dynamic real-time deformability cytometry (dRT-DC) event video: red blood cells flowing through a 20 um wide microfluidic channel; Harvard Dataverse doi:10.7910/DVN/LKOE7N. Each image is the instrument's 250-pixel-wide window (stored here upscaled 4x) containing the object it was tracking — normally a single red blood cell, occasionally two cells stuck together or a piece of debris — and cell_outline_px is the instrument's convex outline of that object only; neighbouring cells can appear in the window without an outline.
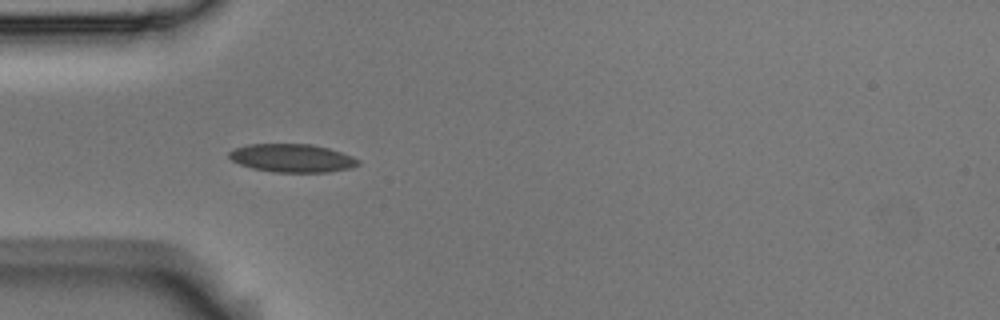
{"species": "Egyptian fruit bat (a non-hibernating species)", "species_latin": "Rousettus aegyptiacus", "temperature_condition": "room temperature", "stored_images_in_passage": 4, "camera_frame_rate_fps": 3000, "um_per_image_px": 0.085, "animal": {"sex": "male"}, "frame": {"image": 1, "passage_image": 3, "time_ms": 0.667, "image_size_px": [1000, 320], "cell_outline_px": [[360, 164], [352, 168], [328, 172], [272, 172], [252, 168], [240, 164], [232, 160], [228, 156], [228, 152], [236, 148], [248, 144], [312, 144], [328, 148], [352, 156], [360, 160]], "centroid_in_image_um": [24.84, 13.44], "position_along_channel_um": 60.2, "area_um2": 21.27}}
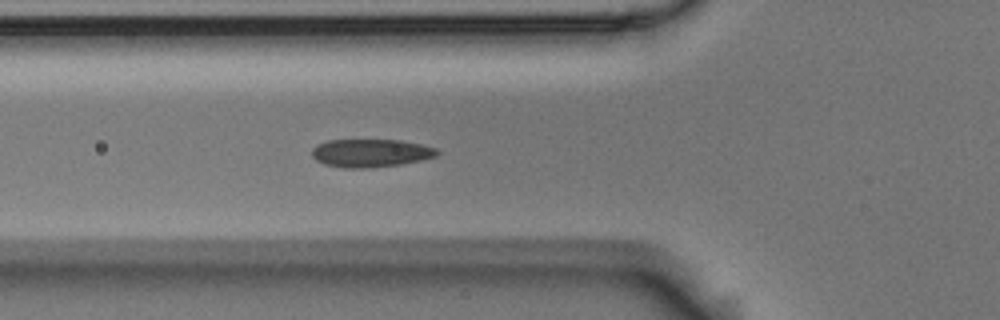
{"frame": {"image": 2, "passage_image": 4, "time_ms": 1.0, "image_size_px": [1000, 320], "cell_outline_px": [[440, 152], [436, 156], [420, 160], [400, 164], [372, 168], [344, 168], [324, 164], [316, 160], [312, 156], [312, 148], [316, 144], [328, 140], [400, 140], [420, 144], [436, 148]], "centroid_in_image_um": [31.48, 13.01], "position_along_channel_um": 94.3, "area_um2": 20.52}}